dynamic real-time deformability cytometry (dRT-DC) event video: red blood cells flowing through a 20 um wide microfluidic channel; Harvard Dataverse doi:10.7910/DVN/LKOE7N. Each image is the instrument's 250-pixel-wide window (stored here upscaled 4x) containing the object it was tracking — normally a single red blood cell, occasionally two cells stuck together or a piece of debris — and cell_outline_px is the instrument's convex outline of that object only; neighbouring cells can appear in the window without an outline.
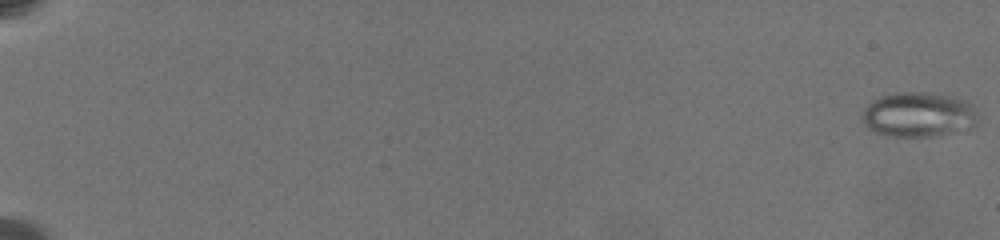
{"species": "common noctule bat (a hibernating species)", "species_latin": "Nyctalus noctula", "temperature_condition": "warm", "stored_images_in_passage": 47, "camera_frame_rate_fps": 3000, "um_per_image_px": 0.085, "animal": {"sex": "female", "body_mass_g": 19.5, "forearm_length_mm": 54.1}, "frame": {"image": 1, "passage_image": 1, "time_ms": 0.0, "image_size_px": [1000, 240], "cell_outline_px": [[976, 124], [972, 128], [932, 136], [892, 136], [872, 132], [860, 120], [860, 116], [864, 108], [872, 100], [880, 96], [896, 92], [924, 92], [952, 96], [968, 100], [972, 104], [976, 112]], "centroid_in_image_um": [78.04, 9.73], "position_along_channel_um": 7.0, "area_um2": 30.58}}